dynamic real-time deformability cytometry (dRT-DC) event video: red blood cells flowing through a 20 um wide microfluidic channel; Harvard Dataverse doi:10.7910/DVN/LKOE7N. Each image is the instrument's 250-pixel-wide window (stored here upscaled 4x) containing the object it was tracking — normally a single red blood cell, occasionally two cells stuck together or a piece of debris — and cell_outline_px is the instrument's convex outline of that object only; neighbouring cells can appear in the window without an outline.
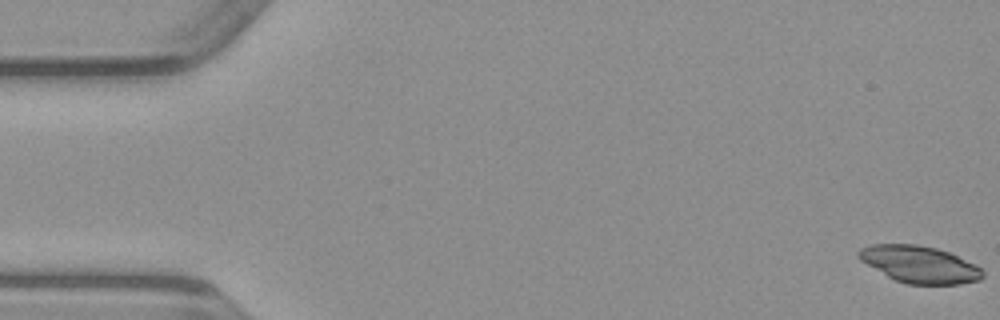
{"species": "common noctule bat (a hibernating species)", "species_latin": "Nyctalus noctula", "temperature_condition": "warm", "stored_images_in_passage": 49, "camera_frame_rate_fps": 3000, "um_per_image_px": 0.085, "animal": {"sex": "male", "body_mass_g": 23.1, "forearm_length_mm": 52.7}, "frame": {"image": 1, "passage_image": 1, "time_ms": 0.0, "image_size_px": [1000, 320], "cell_outline_px": [[984, 276], [980, 280], [960, 284], [908, 284], [896, 280], [888, 276], [860, 260], [856, 256], [856, 252], [860, 248], [872, 244], [916, 244], [936, 248], [948, 252], [976, 264], [984, 272]], "centroid_in_image_um": [78.16, 22.46], "position_along_channel_um": 6.8, "area_um2": 26.65}}